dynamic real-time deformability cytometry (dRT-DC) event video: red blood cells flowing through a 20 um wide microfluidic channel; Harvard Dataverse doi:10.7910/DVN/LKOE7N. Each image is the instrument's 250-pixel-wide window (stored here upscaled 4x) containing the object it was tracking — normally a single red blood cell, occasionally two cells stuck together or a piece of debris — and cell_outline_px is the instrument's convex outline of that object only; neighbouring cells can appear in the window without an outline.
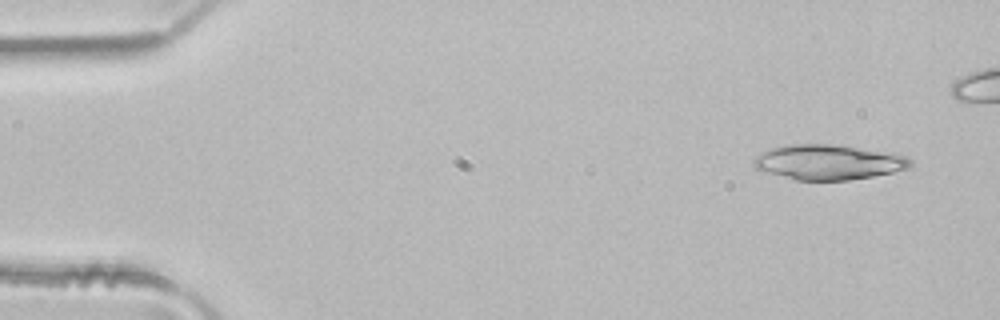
{"species": "common noctule bat (a hibernating species)", "species_latin": "Nyctalus noctula", "temperature_condition": "room temperature", "stored_images_in_passage": 4, "segment_of_instrument_passage": [2, 2], "camera_frame_rate_fps": 3000, "um_per_image_px": 0.085, "animal": {"sex": "male", "body_mass_g": 21.5, "forearm_length_mm": 52.0}, "frame": {"image": 1, "passage_image": 4, "time_ms": 1.0, "image_size_px": [1000, 320], "cell_outline_px": [[912, 164], [908, 168], [892, 172], [872, 176], [848, 180], [796, 180], [756, 168], [752, 164], [752, 160], [756, 156], [772, 148], [784, 144], [836, 144], [908, 156], [912, 160]], "centroid_in_image_um": [70.41, 13.77], "position_along_channel_um": 14.6, "area_um2": 31.67}}